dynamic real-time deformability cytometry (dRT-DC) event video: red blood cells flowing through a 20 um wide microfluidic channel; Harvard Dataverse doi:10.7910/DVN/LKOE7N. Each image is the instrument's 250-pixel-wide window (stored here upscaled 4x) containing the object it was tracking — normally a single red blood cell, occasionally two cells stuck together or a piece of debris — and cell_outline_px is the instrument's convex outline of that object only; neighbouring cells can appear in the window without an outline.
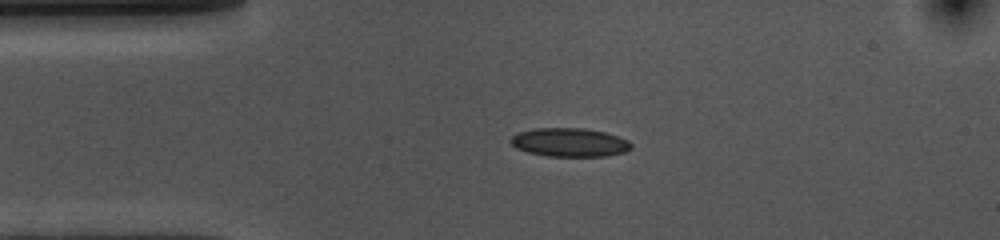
{"species": "common noctule bat (a hibernating species)", "species_latin": "Nyctalus noctula", "temperature_condition": "cold", "stored_images_in_passage": 44, "camera_frame_rate_fps": 3000, "um_per_image_px": 0.085, "animal": {"sex": "female", "body_mass_g": 10.0, "forearm_length_mm": 53.1}, "frame": {"image": 1, "passage_image": 1, "time_ms": 0.0, "image_size_px": [1000, 240], "cell_outline_px": [[632, 148], [624, 152], [608, 156], [548, 156], [528, 152], [516, 148], [508, 140], [516, 132], [536, 128], [584, 128], [604, 132], [628, 140], [632, 144]], "centroid_in_image_um": [48.39, 12.1], "position_along_channel_um": 36.6, "area_um2": 20.17}}
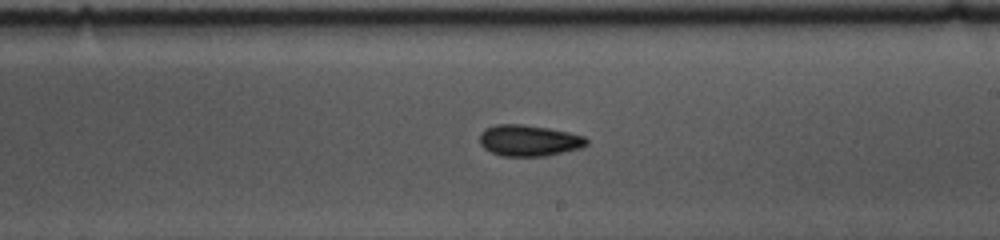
{"frame": {"image": 2, "passage_image": 20, "time_ms": 6.333, "image_size_px": [1000, 240], "cell_outline_px": [[588, 144], [584, 148], [544, 156], [504, 156], [492, 152], [484, 148], [480, 144], [480, 132], [484, 128], [496, 124], [524, 124], [548, 128], [568, 132], [584, 136], [588, 140]], "centroid_in_image_um": [44.97, 11.94], "position_along_channel_um": 244.0, "area_um2": 19.59}}
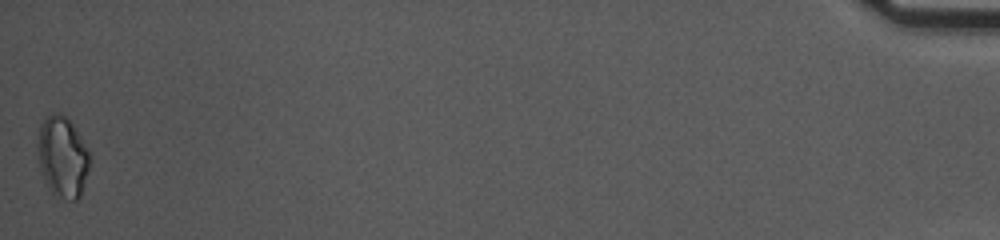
{"frame": {"image": 3, "passage_image": 44, "time_ms": 14.333, "image_size_px": [1000, 240], "cell_outline_px": [[88, 168], [80, 196], [76, 200], [72, 200], [60, 196], [52, 192], [40, 168], [36, 148], [40, 124], [52, 112], [60, 112], [72, 124], [88, 148]], "centroid_in_image_um": [5.29, 13.28], "position_along_channel_um": 429.9, "area_um2": 23.99}, "authors_computed_cell_mechanics": {"area_um2": 19.3919, "velocity_mm_per_s": 3.614, "shape_relaxation_time_tau1_ms": 9.5057, "shape_relaxation_time_tau2_ms": 6.4708, "deformation_change_tau1": 0.1316, "deformation_change_tau2": 0.1122}}